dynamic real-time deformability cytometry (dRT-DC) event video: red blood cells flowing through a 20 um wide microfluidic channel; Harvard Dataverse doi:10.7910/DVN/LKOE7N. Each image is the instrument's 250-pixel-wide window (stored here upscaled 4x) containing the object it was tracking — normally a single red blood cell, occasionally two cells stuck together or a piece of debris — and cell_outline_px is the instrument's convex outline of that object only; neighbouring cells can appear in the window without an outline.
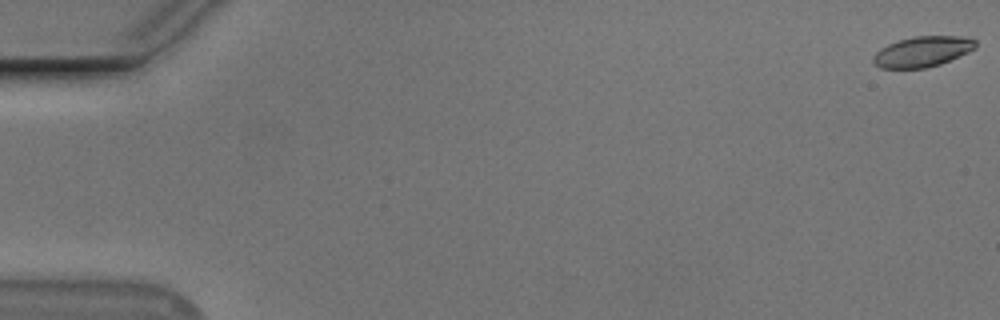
{"species": "Egyptian fruit bat (a non-hibernating species)", "species_latin": "Rousettus aegyptiacus", "temperature_condition": "cold", "stored_images_in_passage": 56, "camera_frame_rate_fps": 3000, "um_per_image_px": 0.085, "animal": {"sex": "male"}, "frame": {"image": 1, "passage_image": 1, "time_ms": 0.0, "image_size_px": [1000, 320], "cell_outline_px": [[976, 48], [968, 52], [940, 64], [924, 68], [880, 68], [872, 60], [872, 56], [880, 48], [888, 44], [900, 40], [916, 36], [960, 36], [976, 40]], "centroid_in_image_um": [78.4, 4.38], "position_along_channel_um": 6.6, "area_um2": 18.03}}
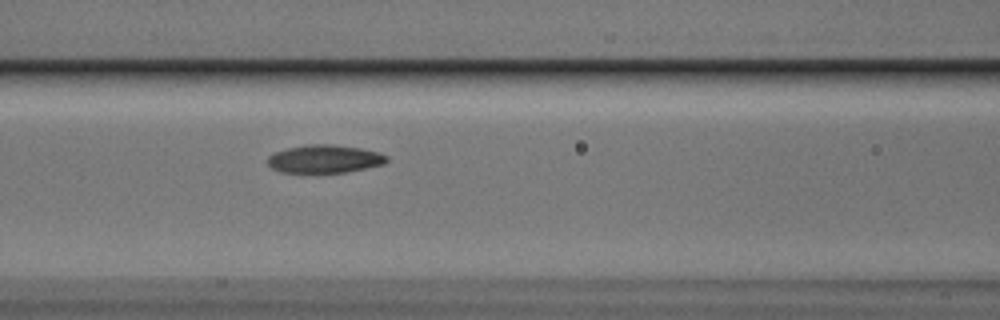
{"frame": {"image": 2, "passage_image": 25, "time_ms": 8.0, "image_size_px": [1000, 320], "cell_outline_px": [[388, 160], [384, 164], [344, 172], [280, 172], [272, 168], [268, 164], [268, 156], [276, 152], [288, 148], [308, 144], [332, 144], [360, 148], [380, 152], [388, 156]], "centroid_in_image_um": [27.6, 13.5], "position_along_channel_um": 139.0, "area_um2": 19.31}}
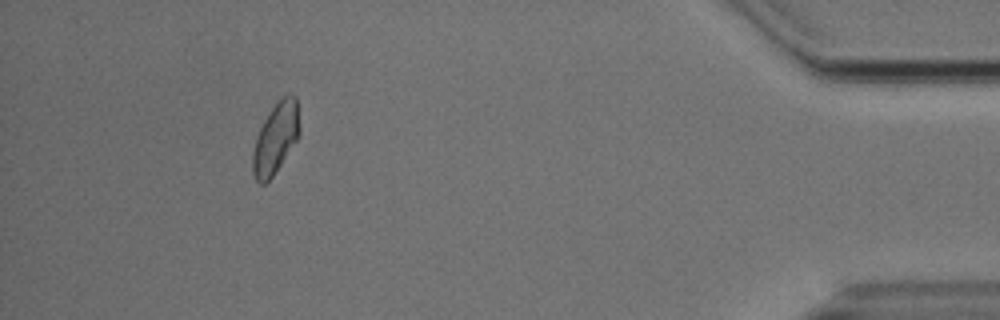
{"frame": {"image": 3, "passage_image": 52, "time_ms": 17.0, "image_size_px": [1000, 320], "cell_outline_px": [[300, 132], [296, 140], [272, 176], [264, 184], [260, 184], [256, 180], [252, 172], [252, 152], [256, 136], [264, 120], [272, 108], [284, 96], [296, 96], [300, 128]], "centroid_in_image_um": [23.41, 11.77], "position_along_channel_um": 411.8, "area_um2": 18.84}, "authors_computed_cell_mechanics": {"area_um2": 19.2185, "velocity_mm_per_s": 3.6939, "shape_relaxation_time_tau1_ms": 3.1261, "shape_relaxation_time_tau2_ms": 4.8221, "deformation_change_tau1": 0.1218, "deformation_change_tau2": 0.0987}}